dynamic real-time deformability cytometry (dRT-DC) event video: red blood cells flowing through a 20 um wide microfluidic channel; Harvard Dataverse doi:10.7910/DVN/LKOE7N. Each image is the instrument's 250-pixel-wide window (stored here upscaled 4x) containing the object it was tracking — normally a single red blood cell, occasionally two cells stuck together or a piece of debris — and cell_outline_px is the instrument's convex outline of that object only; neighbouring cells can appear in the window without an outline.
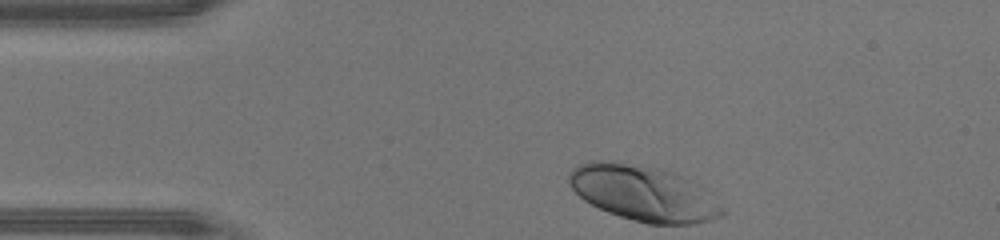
{"species": "human", "species_latin": "Homo sapiens", "temperature_condition": "warm", "stored_images_in_passage": 29, "camera_frame_rate_fps": 3000, "um_per_image_px": 0.085, "donor": {"sex": "male"}, "frame": {"image": 1, "passage_image": 1, "time_ms": 0.0, "image_size_px": [1000, 240], "cell_outline_px": [[724, 212], [720, 216], [708, 220], [692, 224], [648, 224], [632, 220], [608, 212], [584, 200], [568, 184], [568, 172], [572, 168], [588, 160], [608, 160], [640, 164], [660, 168], [676, 172], [700, 184]], "centroid_in_image_um": [54.64, 16.39], "position_along_channel_um": 30.4, "area_um2": 49.71}}
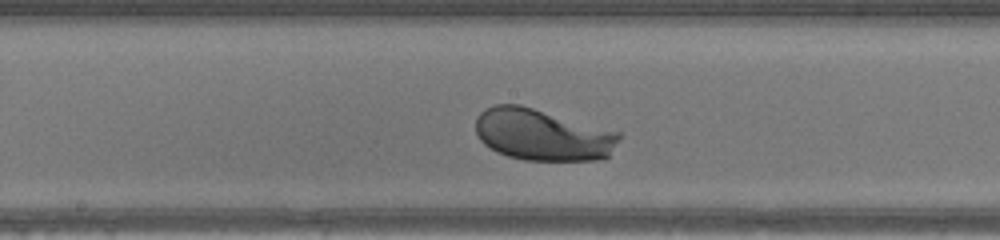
{"frame": {"image": 2, "passage_image": 16, "time_ms": 5.0, "image_size_px": [1000, 240], "cell_outline_px": [[620, 136], [608, 156], [604, 160], [524, 160], [508, 156], [496, 152], [484, 144], [480, 140], [476, 132], [476, 116], [480, 112], [496, 104], [520, 104], [620, 132]], "centroid_in_image_um": [46.09, 11.45], "position_along_channel_um": 202.1, "area_um2": 43.12}}
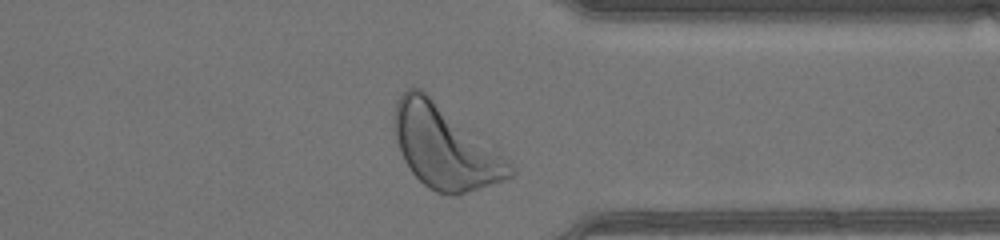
{"frame": {"image": 3, "passage_image": 28, "time_ms": 9.0, "image_size_px": [1000, 240], "cell_outline_px": [[516, 172], [512, 176], [504, 180], [456, 196], [448, 196], [436, 192], [428, 188], [412, 172], [404, 160], [396, 136], [392, 116], [396, 104], [400, 96], [408, 88], [420, 88], [516, 168]], "centroid_in_image_um": [37.77, 12.55], "position_along_channel_um": 373.6, "area_um2": 54.45}, "authors_computed_cell_mechanics": {"area_um2": 43.1188, "velocity_mm_per_s": 4.4134, "shape_relaxation_time_tau1_ms": 1.1295, "shape_relaxation_time_tau2_ms": null, "deformation_change_tau1": 0.1128, "deformation_change_tau2": null}}